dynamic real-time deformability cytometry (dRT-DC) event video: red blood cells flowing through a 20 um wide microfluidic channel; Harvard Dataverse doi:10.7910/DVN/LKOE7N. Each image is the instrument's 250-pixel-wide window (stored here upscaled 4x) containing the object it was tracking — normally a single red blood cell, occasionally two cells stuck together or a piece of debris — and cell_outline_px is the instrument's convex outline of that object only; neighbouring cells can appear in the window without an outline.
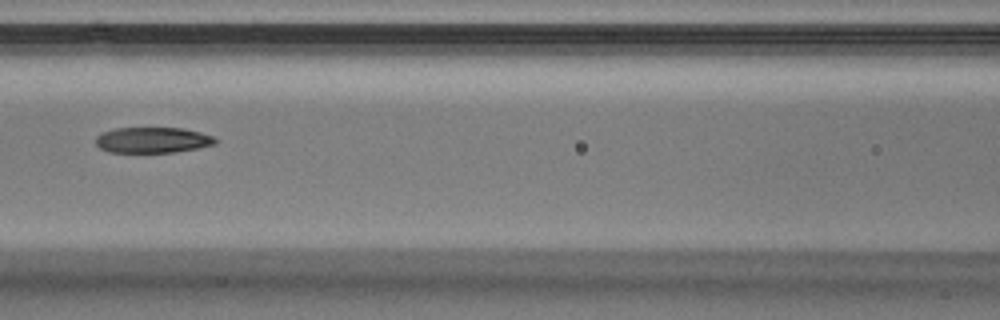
{"species": "Egyptian fruit bat (a non-hibernating species)", "species_latin": "Rousettus aegyptiacus", "temperature_condition": "warm", "stored_images_in_passage": 37, "camera_frame_rate_fps": 3000, "um_per_image_px": 0.085, "animal": {"sex": "male"}, "frame": {"image": 1, "passage_image": 16, "time_ms": 5.0, "image_size_px": [1000, 320], "cell_outline_px": [[216, 144], [196, 148], [172, 152], [108, 152], [100, 148], [96, 144], [96, 136], [104, 132], [116, 128], [184, 128], [200, 132], [212, 136], [216, 140]], "centroid_in_image_um": [12.96, 11.9], "position_along_channel_um": 153.6, "area_um2": 17.74}}